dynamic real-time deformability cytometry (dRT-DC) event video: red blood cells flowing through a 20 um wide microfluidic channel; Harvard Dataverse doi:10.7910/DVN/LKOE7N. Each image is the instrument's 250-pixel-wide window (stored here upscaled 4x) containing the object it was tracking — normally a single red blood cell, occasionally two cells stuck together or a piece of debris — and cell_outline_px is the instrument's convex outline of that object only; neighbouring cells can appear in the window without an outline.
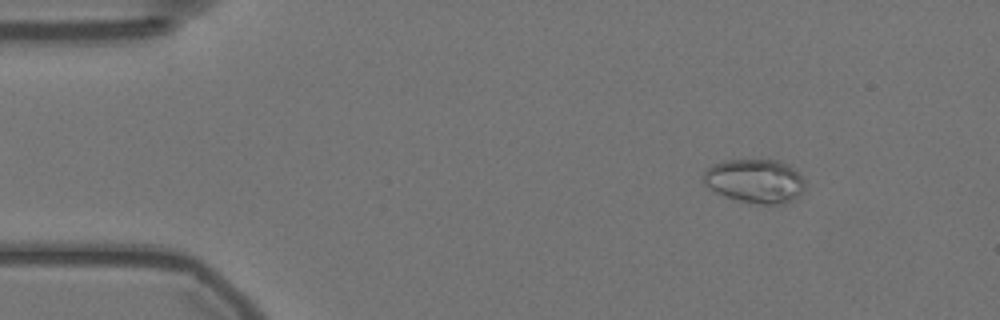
{"species": "Egyptian fruit bat (a non-hibernating species)", "species_latin": "Rousettus aegyptiacus", "temperature_condition": "warm", "stored_images_in_passage": 10, "camera_frame_rate_fps": 3000, "um_per_image_px": 0.085, "animal": {"sex": "female"}, "frame": {"image": 1, "passage_image": 7, "time_ms": 2.0, "image_size_px": [1000, 320], "cell_outline_px": [[804, 188], [796, 196], [780, 204], [748, 204], [716, 192], [704, 184], [704, 172], [708, 168], [716, 164], [728, 160], [776, 160], [788, 164], [804, 180]], "centroid_in_image_um": [64.15, 15.39], "position_along_channel_um": 20.8, "area_um2": 25.49}}